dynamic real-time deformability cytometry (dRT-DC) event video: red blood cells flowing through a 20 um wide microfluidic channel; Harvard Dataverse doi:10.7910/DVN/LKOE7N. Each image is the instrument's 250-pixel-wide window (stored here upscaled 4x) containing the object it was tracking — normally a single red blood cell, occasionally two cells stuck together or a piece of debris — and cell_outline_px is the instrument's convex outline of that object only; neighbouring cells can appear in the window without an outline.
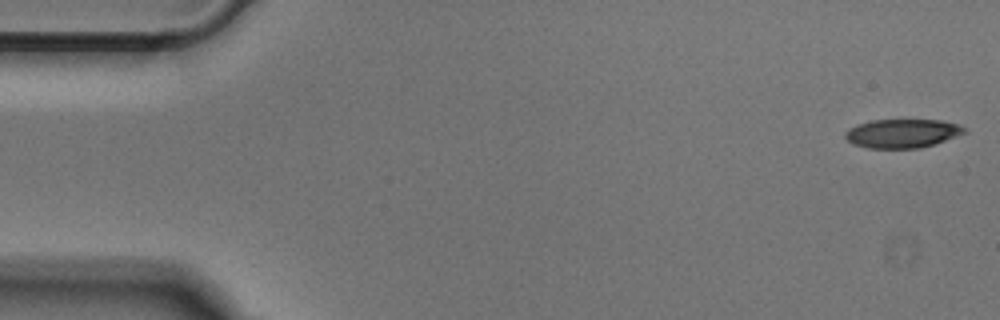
{"species": "Egyptian fruit bat (a non-hibernating species)", "species_latin": "Rousettus aegyptiacus", "temperature_condition": "cold", "stored_images_in_passage": 51, "camera_frame_rate_fps": 3000, "um_per_image_px": 0.085, "animal": {"sex": "male"}, "frame": {"image": 1, "passage_image": 1, "time_ms": 0.0, "image_size_px": [1000, 320], "cell_outline_px": [[968, 132], [936, 144], [920, 148], [868, 148], [852, 144], [844, 136], [844, 132], [848, 128], [856, 124], [872, 120], [940, 120], [960, 124]], "centroid_in_image_um": [76.69, 11.34], "position_along_channel_um": 8.3, "area_um2": 20.23}}
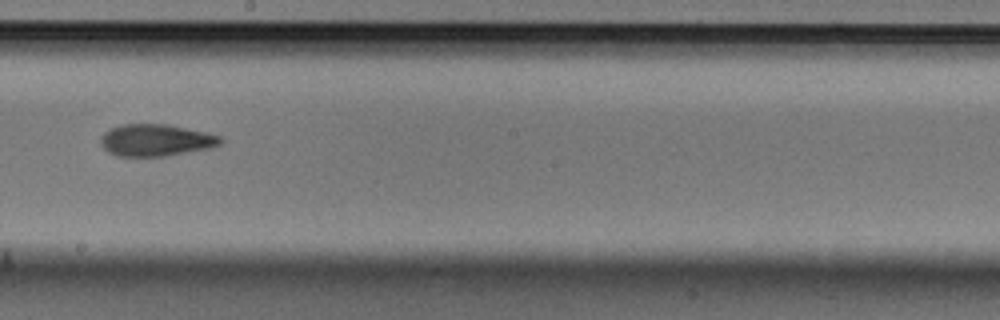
{"frame": {"image": 2, "passage_image": 28, "time_ms": 9.0, "image_size_px": [1000, 320], "cell_outline_px": [[224, 140], [220, 144], [208, 148], [164, 156], [116, 156], [108, 152], [100, 144], [100, 136], [108, 128], [120, 124], [168, 124], [208, 132], [220, 136]], "centroid_in_image_um": [13.21, 11.9], "position_along_channel_um": 235.0, "area_um2": 22.48}}
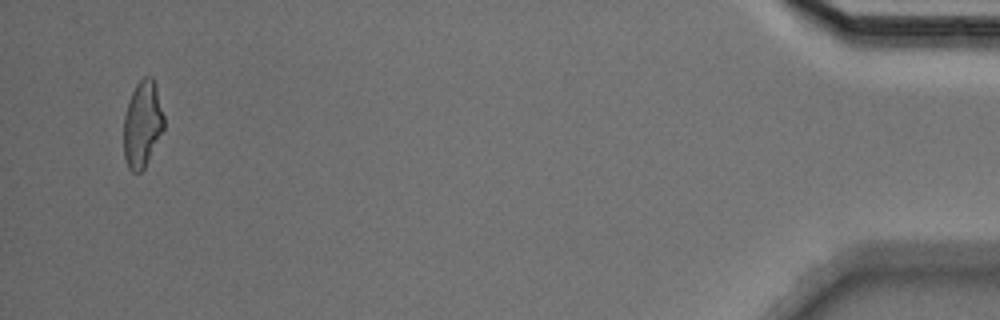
{"frame": {"image": 3, "passage_image": 49, "time_ms": 16.0, "image_size_px": [1000, 320], "cell_outline_px": [[164, 128], [144, 168], [140, 172], [132, 172], [128, 168], [124, 156], [124, 116], [128, 100], [136, 84], [144, 76], [152, 76], [156, 84], [164, 116]], "centroid_in_image_um": [12.1, 10.52], "position_along_channel_um": 423.1, "area_um2": 20.29}}